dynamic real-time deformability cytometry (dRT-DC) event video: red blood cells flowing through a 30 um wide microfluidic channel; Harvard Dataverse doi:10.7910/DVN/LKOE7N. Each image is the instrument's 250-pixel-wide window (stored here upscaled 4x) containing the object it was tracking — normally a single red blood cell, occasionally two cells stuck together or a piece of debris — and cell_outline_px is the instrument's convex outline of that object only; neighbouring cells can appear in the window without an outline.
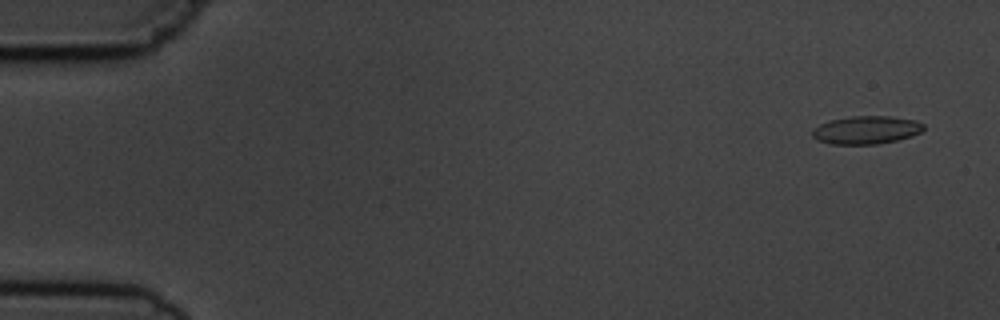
{"species": "common noctule bat (a hibernating species)", "species_latin": "Nyctalus noctula", "temperature_condition": "cold", "stored_images_in_passage": 5, "camera_frame_rate_fps": 3000, "um_per_image_px": 0.085, "animal": {"sex": "male", "body_mass_g": 19.5, "forearm_length_mm": 54.6}, "frame": {"image": 1, "passage_image": 1, "time_ms": 0.0, "image_size_px": [1000, 320], "cell_outline_px": [[924, 128], [920, 132], [912, 136], [896, 140], [876, 144], [828, 144], [816, 140], [812, 136], [812, 128], [828, 120], [852, 116], [892, 116], [916, 120], [924, 124]], "centroid_in_image_um": [73.6, 11.04], "position_along_channel_um": 11.4, "area_um2": 18.38}}
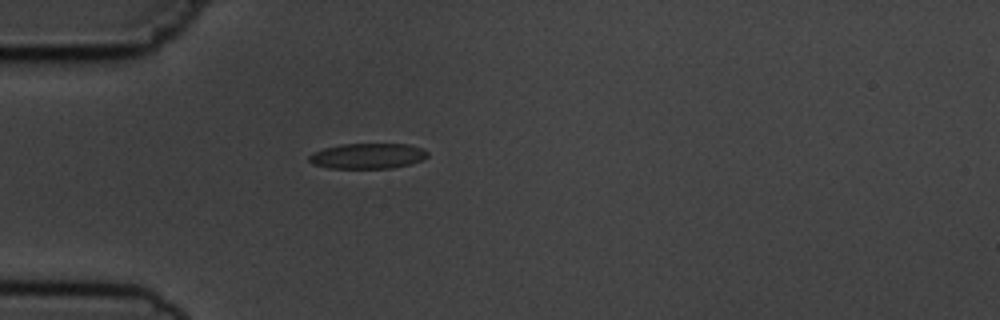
{"frame": {"image": 2, "passage_image": 5, "time_ms": 4.333, "image_size_px": [1000, 320], "cell_outline_px": [[428, 156], [420, 160], [408, 164], [392, 168], [328, 168], [312, 164], [308, 160], [308, 156], [312, 152], [324, 148], [340, 144], [408, 144], [424, 148], [428, 152]], "centroid_in_image_um": [31.22, 13.25], "position_along_channel_um": 53.8, "area_um2": 17.63}}